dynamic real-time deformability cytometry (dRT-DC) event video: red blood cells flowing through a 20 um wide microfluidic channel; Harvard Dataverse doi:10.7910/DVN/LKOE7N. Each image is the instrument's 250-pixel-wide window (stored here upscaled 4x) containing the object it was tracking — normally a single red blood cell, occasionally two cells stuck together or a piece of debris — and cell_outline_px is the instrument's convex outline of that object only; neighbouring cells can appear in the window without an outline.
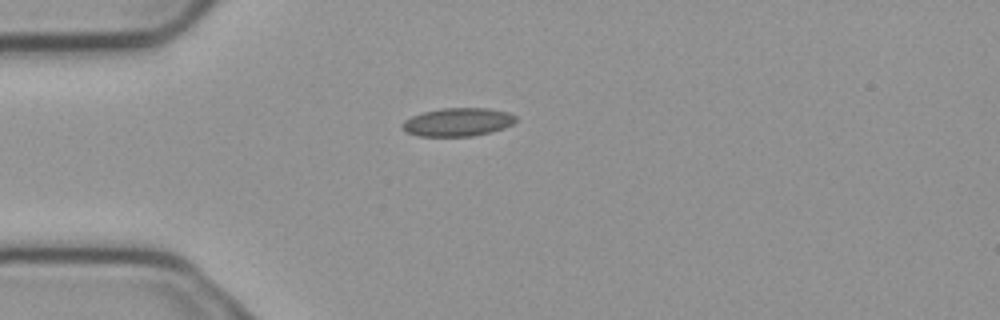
{"species": "common noctule bat (a hibernating species)", "species_latin": "Nyctalus noctula", "temperature_condition": "cold", "stored_images_in_passage": 3, "camera_frame_rate_fps": 3000, "um_per_image_px": 0.085, "animal": {"sex": "male", "body_mass_g": 23.1, "forearm_length_mm": 52.7}, "frame": {"image": 1, "passage_image": 1, "time_ms": 0.0, "image_size_px": [1000, 320], "cell_outline_px": [[516, 120], [512, 124], [504, 128], [492, 132], [472, 136], [416, 136], [408, 132], [400, 124], [404, 120], [412, 116], [424, 112], [444, 108], [488, 108], [508, 112], [516, 116]], "centroid_in_image_um": [38.93, 10.38], "position_along_channel_um": 46.1, "area_um2": 18.67}}
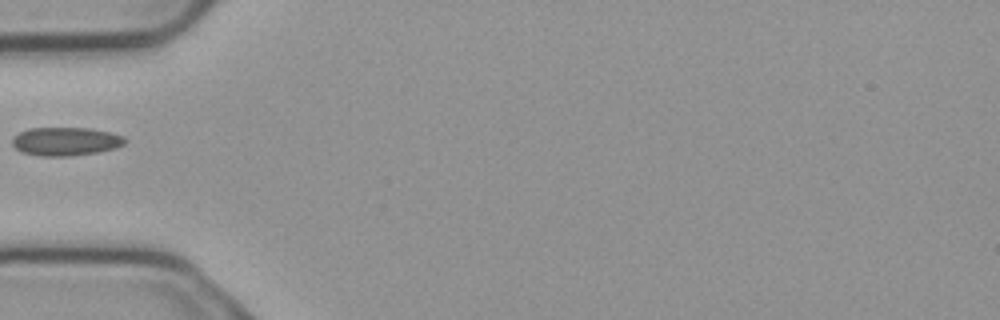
{"frame": {"image": 2, "passage_image": 2, "time_ms": 0.333, "image_size_px": [1000, 320], "cell_outline_px": [[128, 140], [124, 144], [116, 148], [96, 152], [68, 156], [40, 156], [24, 152], [16, 148], [12, 144], [12, 136], [28, 128], [88, 128], [112, 132], [124, 136]], "centroid_in_image_um": [5.6, 12.01], "position_along_channel_um": 79.4, "area_um2": 18.73}}
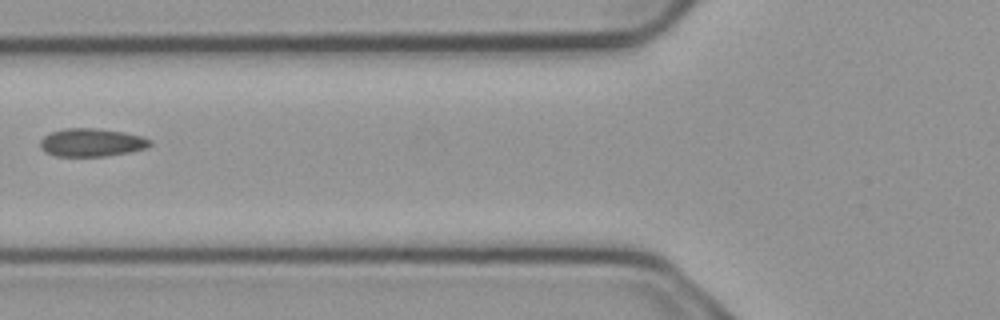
{"frame": {"image": 3, "passage_image": 3, "time_ms": 0.667, "image_size_px": [1000, 320], "cell_outline_px": [[152, 144], [148, 148], [128, 152], [104, 156], [56, 156], [44, 152], [40, 148], [40, 140], [44, 136], [52, 132], [64, 128], [100, 128], [124, 132], [144, 136], [152, 140]], "centroid_in_image_um": [7.81, 12.1], "position_along_channel_um": 118.0, "area_um2": 18.21}}